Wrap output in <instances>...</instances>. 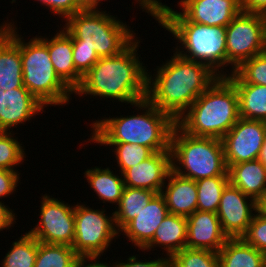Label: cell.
Listing matches in <instances>:
<instances>
[{
	"instance_id": "cell-1",
	"label": "cell",
	"mask_w": 266,
	"mask_h": 267,
	"mask_svg": "<svg viewBox=\"0 0 266 267\" xmlns=\"http://www.w3.org/2000/svg\"><path fill=\"white\" fill-rule=\"evenodd\" d=\"M173 54L157 66L155 77L147 72V99L177 122L220 75L205 63Z\"/></svg>"
},
{
	"instance_id": "cell-2",
	"label": "cell",
	"mask_w": 266,
	"mask_h": 267,
	"mask_svg": "<svg viewBox=\"0 0 266 267\" xmlns=\"http://www.w3.org/2000/svg\"><path fill=\"white\" fill-rule=\"evenodd\" d=\"M139 44L140 40L135 39L121 53L100 57L82 77L81 84L73 92L75 96H99L130 105L146 99L148 70L139 59Z\"/></svg>"
},
{
	"instance_id": "cell-3",
	"label": "cell",
	"mask_w": 266,
	"mask_h": 267,
	"mask_svg": "<svg viewBox=\"0 0 266 267\" xmlns=\"http://www.w3.org/2000/svg\"><path fill=\"white\" fill-rule=\"evenodd\" d=\"M139 114L126 117H103L94 121L88 142L97 144H138L154 152L170 151L171 134L176 121L159 110L147 98L134 103ZM138 107V108H137Z\"/></svg>"
},
{
	"instance_id": "cell-4",
	"label": "cell",
	"mask_w": 266,
	"mask_h": 267,
	"mask_svg": "<svg viewBox=\"0 0 266 267\" xmlns=\"http://www.w3.org/2000/svg\"><path fill=\"white\" fill-rule=\"evenodd\" d=\"M151 16L183 46H176L177 54L209 65L220 76L227 75L223 71L227 67L225 27L192 23L166 4H162Z\"/></svg>"
},
{
	"instance_id": "cell-5",
	"label": "cell",
	"mask_w": 266,
	"mask_h": 267,
	"mask_svg": "<svg viewBox=\"0 0 266 267\" xmlns=\"http://www.w3.org/2000/svg\"><path fill=\"white\" fill-rule=\"evenodd\" d=\"M239 119L236 87L226 76H220L176 124L191 136L222 139Z\"/></svg>"
},
{
	"instance_id": "cell-6",
	"label": "cell",
	"mask_w": 266,
	"mask_h": 267,
	"mask_svg": "<svg viewBox=\"0 0 266 267\" xmlns=\"http://www.w3.org/2000/svg\"><path fill=\"white\" fill-rule=\"evenodd\" d=\"M64 22V29L72 37V47L94 49L99 57L121 53L137 37L118 17L98 8L82 9Z\"/></svg>"
},
{
	"instance_id": "cell-7",
	"label": "cell",
	"mask_w": 266,
	"mask_h": 267,
	"mask_svg": "<svg viewBox=\"0 0 266 267\" xmlns=\"http://www.w3.org/2000/svg\"><path fill=\"white\" fill-rule=\"evenodd\" d=\"M172 171L194 181L228 175L221 139L195 137L174 126L170 142Z\"/></svg>"
},
{
	"instance_id": "cell-8",
	"label": "cell",
	"mask_w": 266,
	"mask_h": 267,
	"mask_svg": "<svg viewBox=\"0 0 266 267\" xmlns=\"http://www.w3.org/2000/svg\"><path fill=\"white\" fill-rule=\"evenodd\" d=\"M21 36L24 86L45 107L68 104L73 91L55 73L47 45L37 35L29 42L22 40Z\"/></svg>"
},
{
	"instance_id": "cell-9",
	"label": "cell",
	"mask_w": 266,
	"mask_h": 267,
	"mask_svg": "<svg viewBox=\"0 0 266 267\" xmlns=\"http://www.w3.org/2000/svg\"><path fill=\"white\" fill-rule=\"evenodd\" d=\"M105 208L93 209L84 203L75 205V237L72 248L80 258H100L111 246V242L119 237L115 225L114 213L106 216Z\"/></svg>"
},
{
	"instance_id": "cell-10",
	"label": "cell",
	"mask_w": 266,
	"mask_h": 267,
	"mask_svg": "<svg viewBox=\"0 0 266 267\" xmlns=\"http://www.w3.org/2000/svg\"><path fill=\"white\" fill-rule=\"evenodd\" d=\"M227 66L230 74L244 61L266 51V22L262 14L241 10L225 27Z\"/></svg>"
},
{
	"instance_id": "cell-11",
	"label": "cell",
	"mask_w": 266,
	"mask_h": 267,
	"mask_svg": "<svg viewBox=\"0 0 266 267\" xmlns=\"http://www.w3.org/2000/svg\"><path fill=\"white\" fill-rule=\"evenodd\" d=\"M52 197L47 194L41 197L39 223L28 233L39 242L72 246L75 237V205L70 206Z\"/></svg>"
},
{
	"instance_id": "cell-12",
	"label": "cell",
	"mask_w": 266,
	"mask_h": 267,
	"mask_svg": "<svg viewBox=\"0 0 266 267\" xmlns=\"http://www.w3.org/2000/svg\"><path fill=\"white\" fill-rule=\"evenodd\" d=\"M266 137V122L241 118L223 136L227 167L258 159Z\"/></svg>"
},
{
	"instance_id": "cell-13",
	"label": "cell",
	"mask_w": 266,
	"mask_h": 267,
	"mask_svg": "<svg viewBox=\"0 0 266 267\" xmlns=\"http://www.w3.org/2000/svg\"><path fill=\"white\" fill-rule=\"evenodd\" d=\"M253 211H257L256 200L229 182L221 194L217 211L223 232L228 238H241L246 233L255 215Z\"/></svg>"
},
{
	"instance_id": "cell-14",
	"label": "cell",
	"mask_w": 266,
	"mask_h": 267,
	"mask_svg": "<svg viewBox=\"0 0 266 267\" xmlns=\"http://www.w3.org/2000/svg\"><path fill=\"white\" fill-rule=\"evenodd\" d=\"M180 12L188 21L226 27L242 10V0H180Z\"/></svg>"
},
{
	"instance_id": "cell-15",
	"label": "cell",
	"mask_w": 266,
	"mask_h": 267,
	"mask_svg": "<svg viewBox=\"0 0 266 267\" xmlns=\"http://www.w3.org/2000/svg\"><path fill=\"white\" fill-rule=\"evenodd\" d=\"M14 23L4 21L0 25V89L3 91L24 86L20 35Z\"/></svg>"
},
{
	"instance_id": "cell-16",
	"label": "cell",
	"mask_w": 266,
	"mask_h": 267,
	"mask_svg": "<svg viewBox=\"0 0 266 267\" xmlns=\"http://www.w3.org/2000/svg\"><path fill=\"white\" fill-rule=\"evenodd\" d=\"M44 108L25 86L7 91L0 89V131L10 132L11 127L25 124Z\"/></svg>"
},
{
	"instance_id": "cell-17",
	"label": "cell",
	"mask_w": 266,
	"mask_h": 267,
	"mask_svg": "<svg viewBox=\"0 0 266 267\" xmlns=\"http://www.w3.org/2000/svg\"><path fill=\"white\" fill-rule=\"evenodd\" d=\"M171 170V152H155L151 157L122 174L124 185L152 190L159 194Z\"/></svg>"
},
{
	"instance_id": "cell-18",
	"label": "cell",
	"mask_w": 266,
	"mask_h": 267,
	"mask_svg": "<svg viewBox=\"0 0 266 267\" xmlns=\"http://www.w3.org/2000/svg\"><path fill=\"white\" fill-rule=\"evenodd\" d=\"M228 239L217 213L196 210L187 217V248L218 253Z\"/></svg>"
},
{
	"instance_id": "cell-19",
	"label": "cell",
	"mask_w": 266,
	"mask_h": 267,
	"mask_svg": "<svg viewBox=\"0 0 266 267\" xmlns=\"http://www.w3.org/2000/svg\"><path fill=\"white\" fill-rule=\"evenodd\" d=\"M164 197L156 194L143 209L120 231L128 241L141 250L152 238L163 219L168 215Z\"/></svg>"
},
{
	"instance_id": "cell-20",
	"label": "cell",
	"mask_w": 266,
	"mask_h": 267,
	"mask_svg": "<svg viewBox=\"0 0 266 267\" xmlns=\"http://www.w3.org/2000/svg\"><path fill=\"white\" fill-rule=\"evenodd\" d=\"M38 37L48 47L55 73L74 92L81 84L83 76L76 70L73 63L71 35L63 27L51 39L39 35Z\"/></svg>"
},
{
	"instance_id": "cell-21",
	"label": "cell",
	"mask_w": 266,
	"mask_h": 267,
	"mask_svg": "<svg viewBox=\"0 0 266 267\" xmlns=\"http://www.w3.org/2000/svg\"><path fill=\"white\" fill-rule=\"evenodd\" d=\"M161 195L165 199L169 213L188 217L197 210L196 181L176 174L172 170L168 174Z\"/></svg>"
},
{
	"instance_id": "cell-22",
	"label": "cell",
	"mask_w": 266,
	"mask_h": 267,
	"mask_svg": "<svg viewBox=\"0 0 266 267\" xmlns=\"http://www.w3.org/2000/svg\"><path fill=\"white\" fill-rule=\"evenodd\" d=\"M186 241L187 218L168 213L157 228L153 238L141 251H149L152 248L154 249V246L155 248L159 246L166 252L167 259H170L174 254L186 247Z\"/></svg>"
},
{
	"instance_id": "cell-23",
	"label": "cell",
	"mask_w": 266,
	"mask_h": 267,
	"mask_svg": "<svg viewBox=\"0 0 266 267\" xmlns=\"http://www.w3.org/2000/svg\"><path fill=\"white\" fill-rule=\"evenodd\" d=\"M229 182L257 200L266 191V166L259 159L228 167Z\"/></svg>"
},
{
	"instance_id": "cell-24",
	"label": "cell",
	"mask_w": 266,
	"mask_h": 267,
	"mask_svg": "<svg viewBox=\"0 0 266 267\" xmlns=\"http://www.w3.org/2000/svg\"><path fill=\"white\" fill-rule=\"evenodd\" d=\"M218 258L220 267H266V255L242 238H229Z\"/></svg>"
},
{
	"instance_id": "cell-25",
	"label": "cell",
	"mask_w": 266,
	"mask_h": 267,
	"mask_svg": "<svg viewBox=\"0 0 266 267\" xmlns=\"http://www.w3.org/2000/svg\"><path fill=\"white\" fill-rule=\"evenodd\" d=\"M116 175L110 168H102L95 166L87 169L84 177L87 179L91 189L97 194L98 198L106 204H117L122 196L124 185L123 175Z\"/></svg>"
},
{
	"instance_id": "cell-26",
	"label": "cell",
	"mask_w": 266,
	"mask_h": 267,
	"mask_svg": "<svg viewBox=\"0 0 266 267\" xmlns=\"http://www.w3.org/2000/svg\"><path fill=\"white\" fill-rule=\"evenodd\" d=\"M239 100L241 118L266 122V86L250 83H233Z\"/></svg>"
},
{
	"instance_id": "cell-27",
	"label": "cell",
	"mask_w": 266,
	"mask_h": 267,
	"mask_svg": "<svg viewBox=\"0 0 266 267\" xmlns=\"http://www.w3.org/2000/svg\"><path fill=\"white\" fill-rule=\"evenodd\" d=\"M156 194L152 190L125 186L118 206L113 211L117 230L120 231L135 218Z\"/></svg>"
},
{
	"instance_id": "cell-28",
	"label": "cell",
	"mask_w": 266,
	"mask_h": 267,
	"mask_svg": "<svg viewBox=\"0 0 266 267\" xmlns=\"http://www.w3.org/2000/svg\"><path fill=\"white\" fill-rule=\"evenodd\" d=\"M80 257L72 246L38 241L34 267H78Z\"/></svg>"
},
{
	"instance_id": "cell-29",
	"label": "cell",
	"mask_w": 266,
	"mask_h": 267,
	"mask_svg": "<svg viewBox=\"0 0 266 267\" xmlns=\"http://www.w3.org/2000/svg\"><path fill=\"white\" fill-rule=\"evenodd\" d=\"M228 183L229 175L197 180V210L217 213L221 194Z\"/></svg>"
},
{
	"instance_id": "cell-30",
	"label": "cell",
	"mask_w": 266,
	"mask_h": 267,
	"mask_svg": "<svg viewBox=\"0 0 266 267\" xmlns=\"http://www.w3.org/2000/svg\"><path fill=\"white\" fill-rule=\"evenodd\" d=\"M38 251V240L25 233L12 243L1 264L2 267H34Z\"/></svg>"
},
{
	"instance_id": "cell-31",
	"label": "cell",
	"mask_w": 266,
	"mask_h": 267,
	"mask_svg": "<svg viewBox=\"0 0 266 267\" xmlns=\"http://www.w3.org/2000/svg\"><path fill=\"white\" fill-rule=\"evenodd\" d=\"M232 83L266 86V51L244 61L233 73L226 75Z\"/></svg>"
},
{
	"instance_id": "cell-32",
	"label": "cell",
	"mask_w": 266,
	"mask_h": 267,
	"mask_svg": "<svg viewBox=\"0 0 266 267\" xmlns=\"http://www.w3.org/2000/svg\"><path fill=\"white\" fill-rule=\"evenodd\" d=\"M169 267H220L218 253L185 247L169 259Z\"/></svg>"
},
{
	"instance_id": "cell-33",
	"label": "cell",
	"mask_w": 266,
	"mask_h": 267,
	"mask_svg": "<svg viewBox=\"0 0 266 267\" xmlns=\"http://www.w3.org/2000/svg\"><path fill=\"white\" fill-rule=\"evenodd\" d=\"M105 146H112V152H114L117 166H119V174H123L127 169L140 164L142 161L151 157L155 152L148 147L130 144V143H119V144H99Z\"/></svg>"
},
{
	"instance_id": "cell-34",
	"label": "cell",
	"mask_w": 266,
	"mask_h": 267,
	"mask_svg": "<svg viewBox=\"0 0 266 267\" xmlns=\"http://www.w3.org/2000/svg\"><path fill=\"white\" fill-rule=\"evenodd\" d=\"M11 132L0 131V169L18 171L15 167L24 162L26 153Z\"/></svg>"
},
{
	"instance_id": "cell-35",
	"label": "cell",
	"mask_w": 266,
	"mask_h": 267,
	"mask_svg": "<svg viewBox=\"0 0 266 267\" xmlns=\"http://www.w3.org/2000/svg\"><path fill=\"white\" fill-rule=\"evenodd\" d=\"M254 213L246 233L241 238L266 255V216Z\"/></svg>"
},
{
	"instance_id": "cell-36",
	"label": "cell",
	"mask_w": 266,
	"mask_h": 267,
	"mask_svg": "<svg viewBox=\"0 0 266 267\" xmlns=\"http://www.w3.org/2000/svg\"><path fill=\"white\" fill-rule=\"evenodd\" d=\"M72 49L74 66L82 76L100 59L94 49L88 47H72Z\"/></svg>"
},
{
	"instance_id": "cell-37",
	"label": "cell",
	"mask_w": 266,
	"mask_h": 267,
	"mask_svg": "<svg viewBox=\"0 0 266 267\" xmlns=\"http://www.w3.org/2000/svg\"><path fill=\"white\" fill-rule=\"evenodd\" d=\"M38 3L43 6L46 5L48 10L50 9L55 15L61 16L66 20L69 16L84 9L78 2V0H37Z\"/></svg>"
},
{
	"instance_id": "cell-38",
	"label": "cell",
	"mask_w": 266,
	"mask_h": 267,
	"mask_svg": "<svg viewBox=\"0 0 266 267\" xmlns=\"http://www.w3.org/2000/svg\"><path fill=\"white\" fill-rule=\"evenodd\" d=\"M19 180L20 173L18 171L0 169V199L16 192Z\"/></svg>"
},
{
	"instance_id": "cell-39",
	"label": "cell",
	"mask_w": 266,
	"mask_h": 267,
	"mask_svg": "<svg viewBox=\"0 0 266 267\" xmlns=\"http://www.w3.org/2000/svg\"><path fill=\"white\" fill-rule=\"evenodd\" d=\"M138 255H133L127 258V262H114V267H169V259L167 257H160L158 256V259L150 260H137ZM144 261V262H143Z\"/></svg>"
},
{
	"instance_id": "cell-40",
	"label": "cell",
	"mask_w": 266,
	"mask_h": 267,
	"mask_svg": "<svg viewBox=\"0 0 266 267\" xmlns=\"http://www.w3.org/2000/svg\"><path fill=\"white\" fill-rule=\"evenodd\" d=\"M16 214L13 210L0 201V231L3 229H9L16 222Z\"/></svg>"
},
{
	"instance_id": "cell-41",
	"label": "cell",
	"mask_w": 266,
	"mask_h": 267,
	"mask_svg": "<svg viewBox=\"0 0 266 267\" xmlns=\"http://www.w3.org/2000/svg\"><path fill=\"white\" fill-rule=\"evenodd\" d=\"M242 10L264 15L266 13V0H242Z\"/></svg>"
},
{
	"instance_id": "cell-42",
	"label": "cell",
	"mask_w": 266,
	"mask_h": 267,
	"mask_svg": "<svg viewBox=\"0 0 266 267\" xmlns=\"http://www.w3.org/2000/svg\"><path fill=\"white\" fill-rule=\"evenodd\" d=\"M161 0H135L139 3V7L145 10L148 14H153L163 3Z\"/></svg>"
},
{
	"instance_id": "cell-43",
	"label": "cell",
	"mask_w": 266,
	"mask_h": 267,
	"mask_svg": "<svg viewBox=\"0 0 266 267\" xmlns=\"http://www.w3.org/2000/svg\"><path fill=\"white\" fill-rule=\"evenodd\" d=\"M99 260V258H80L78 267H114V263L111 265V263L109 262H101V261H97ZM90 261V262H89ZM92 261V263H91ZM95 261V262H93ZM87 262H89L87 264ZM111 265V266H110Z\"/></svg>"
},
{
	"instance_id": "cell-44",
	"label": "cell",
	"mask_w": 266,
	"mask_h": 267,
	"mask_svg": "<svg viewBox=\"0 0 266 267\" xmlns=\"http://www.w3.org/2000/svg\"><path fill=\"white\" fill-rule=\"evenodd\" d=\"M257 213L266 216V191L256 200Z\"/></svg>"
},
{
	"instance_id": "cell-45",
	"label": "cell",
	"mask_w": 266,
	"mask_h": 267,
	"mask_svg": "<svg viewBox=\"0 0 266 267\" xmlns=\"http://www.w3.org/2000/svg\"><path fill=\"white\" fill-rule=\"evenodd\" d=\"M100 1H103V0H78L79 4L84 9L98 8L99 4L101 3Z\"/></svg>"
},
{
	"instance_id": "cell-46",
	"label": "cell",
	"mask_w": 266,
	"mask_h": 267,
	"mask_svg": "<svg viewBox=\"0 0 266 267\" xmlns=\"http://www.w3.org/2000/svg\"><path fill=\"white\" fill-rule=\"evenodd\" d=\"M258 159L260 160V162L263 165L266 166V137H265V140H264V144L262 145V148H261V151H260Z\"/></svg>"
}]
</instances>
